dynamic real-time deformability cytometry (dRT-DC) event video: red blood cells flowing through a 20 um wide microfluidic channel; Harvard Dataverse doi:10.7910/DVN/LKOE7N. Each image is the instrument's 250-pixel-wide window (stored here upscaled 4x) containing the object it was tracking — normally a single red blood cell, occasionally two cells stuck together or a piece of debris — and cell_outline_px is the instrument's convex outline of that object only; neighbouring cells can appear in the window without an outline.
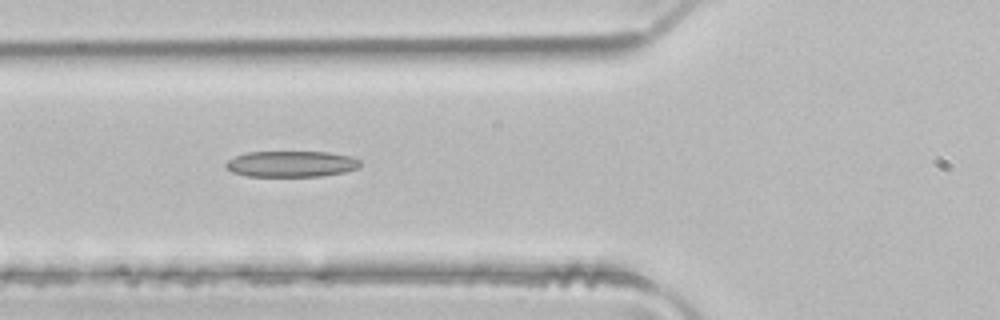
{"species": "common noctule bat (a hibernating species)", "species_latin": "Nyctalus noctula", "temperature_condition": "room temperature", "stored_images_in_passage": 6, "camera_frame_rate_fps": 3000, "um_per_image_px": 0.085, "animal": {"sex": "male", "body_mass_g": 21.5, "forearm_length_mm": 52.0}, "frame": {"image": 1, "passage_image": 5, "time_ms": 1.333, "image_size_px": [1000, 320], "cell_outline_px": [[360, 168], [344, 172], [320, 176], [248, 176], [232, 172], [224, 164], [228, 160], [236, 156], [248, 152], [328, 152], [348, 156], [360, 160]], "centroid_in_image_um": [24.77, 13.93], "position_along_channel_um": 101.0, "area_um2": 20.23}}
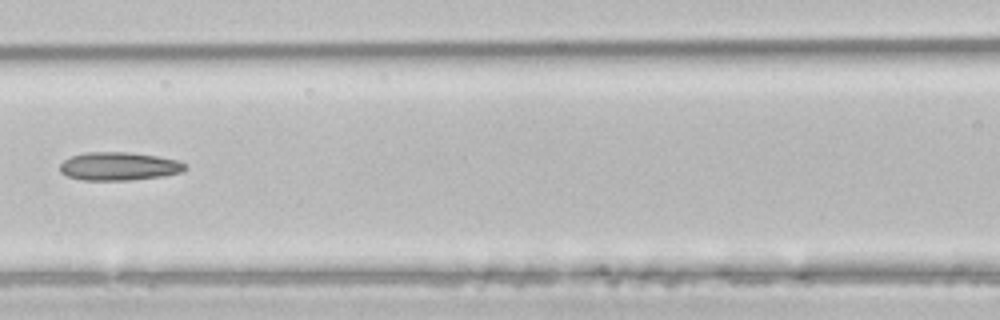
{"frame": {"image": 2, "passage_image": 6, "time_ms": 1.667, "image_size_px": [1000, 320], "cell_outline_px": [[188, 168], [180, 172], [164, 176], [128, 180], [80, 180], [68, 176], [60, 172], [60, 164], [64, 160], [72, 156], [84, 152], [132, 152], [180, 160], [188, 164]], "centroid_in_image_um": [10.14, 14.13], "position_along_channel_um": 156.5, "area_um2": 20.81}}